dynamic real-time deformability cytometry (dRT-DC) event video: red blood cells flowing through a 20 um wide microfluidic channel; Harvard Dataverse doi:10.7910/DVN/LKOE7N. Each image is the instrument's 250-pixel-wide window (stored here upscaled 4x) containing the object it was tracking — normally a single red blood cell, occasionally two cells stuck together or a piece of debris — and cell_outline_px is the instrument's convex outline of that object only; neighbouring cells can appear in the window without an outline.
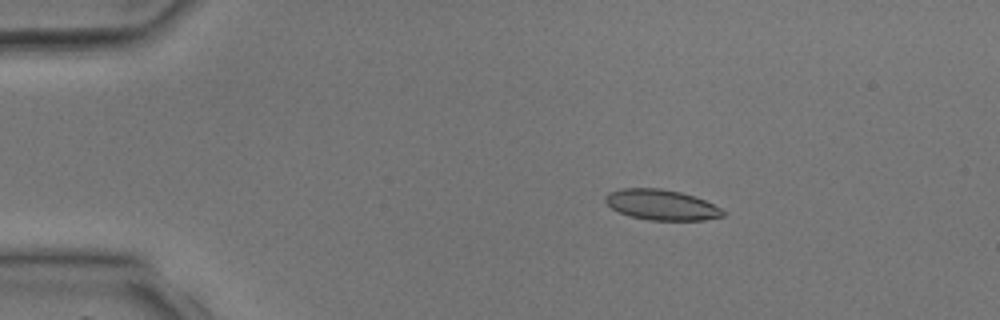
{"species": "common noctule bat (a hibernating species)", "species_latin": "Nyctalus noctula", "temperature_condition": "room temperature", "stored_images_in_passage": 2, "camera_frame_rate_fps": 3000, "um_per_image_px": 0.085, "animal": {"sex": "male", "body_mass_g": 17.9, "forearm_length_mm": 54.2}, "frame": {"image": 1, "passage_image": 1, "time_ms": 0.0, "image_size_px": [1000, 320], "cell_outline_px": [[724, 216], [704, 220], [648, 220], [632, 216], [620, 212], [612, 208], [604, 200], [604, 196], [608, 192], [620, 188], [660, 188], [680, 192], [704, 200], [720, 208], [724, 212]], "centroid_in_image_um": [56.19, 17.4], "position_along_channel_um": 28.8, "area_um2": 20.69}}